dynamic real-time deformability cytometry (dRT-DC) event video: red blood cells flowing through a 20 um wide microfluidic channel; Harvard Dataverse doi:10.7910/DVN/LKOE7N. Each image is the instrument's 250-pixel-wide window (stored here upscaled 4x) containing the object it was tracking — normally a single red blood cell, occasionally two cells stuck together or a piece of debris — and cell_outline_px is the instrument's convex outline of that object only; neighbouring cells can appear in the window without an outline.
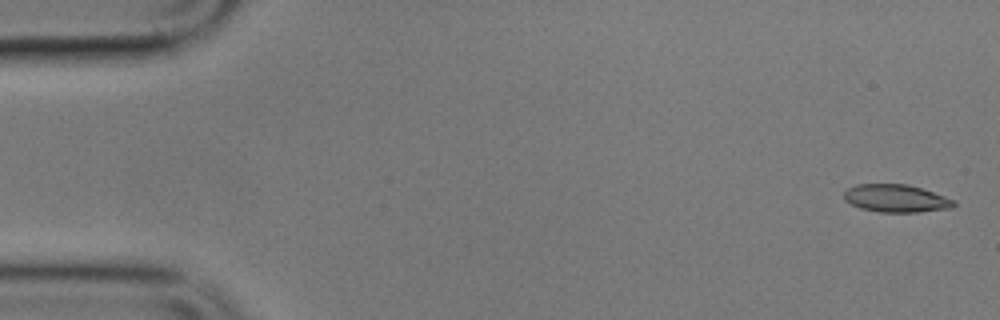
{"species": "common noctule bat (a hibernating species)", "species_latin": "Nyctalus noctula", "temperature_condition": "cold", "stored_images_in_passage": 5, "camera_frame_rate_fps": 3000, "um_per_image_px": 0.085, "animal": {"sex": "male", "body_mass_g": 17.9}, "frame": {"image": 1, "passage_image": 1, "time_ms": 0.0, "image_size_px": [1000, 320], "cell_outline_px": [[956, 204], [952, 208], [916, 212], [880, 212], [860, 208], [844, 200], [844, 192], [848, 188], [856, 184], [908, 184], [956, 200]], "centroid_in_image_um": [76.16, 16.86], "position_along_channel_um": 8.8, "area_um2": 17.69}}
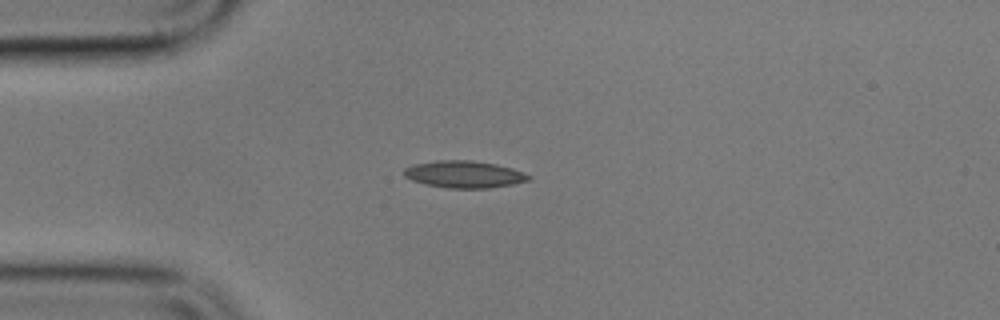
{"frame": {"image": 2, "passage_image": 4, "time_ms": 4.333, "image_size_px": [1000, 320], "cell_outline_px": [[532, 180], [512, 184], [488, 188], [448, 188], [424, 184], [412, 180], [404, 176], [404, 168], [412, 164], [436, 160], [472, 160], [496, 164], [512, 168], [532, 176]], "centroid_in_image_um": [39.45, 14.81], "position_along_channel_um": 45.6, "area_um2": 19.77}}